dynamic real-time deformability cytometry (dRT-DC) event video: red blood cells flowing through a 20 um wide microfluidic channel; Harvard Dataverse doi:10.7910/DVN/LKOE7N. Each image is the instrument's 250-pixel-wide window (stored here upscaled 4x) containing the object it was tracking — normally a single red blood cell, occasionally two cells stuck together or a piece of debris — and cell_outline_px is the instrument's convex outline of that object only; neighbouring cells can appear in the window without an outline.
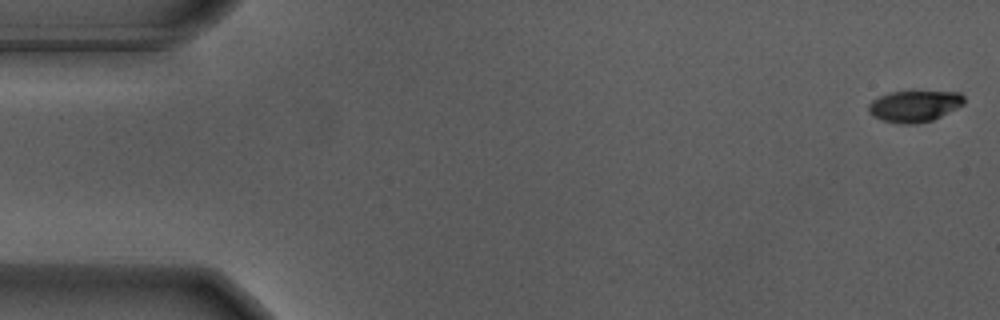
{"species": "Egyptian fruit bat (a non-hibernating species)", "species_latin": "Rousettus aegyptiacus", "temperature_condition": "warm", "stored_images_in_passage": 14, "camera_frame_rate_fps": 3000, "um_per_image_px": 0.085, "animal": {"sex": "male"}, "frame": {"image": 1, "passage_image": 1, "time_ms": 0.0, "image_size_px": [1000, 320], "cell_outline_px": [[964, 104], [932, 120], [916, 124], [900, 124], [884, 120], [868, 112], [868, 104], [872, 100], [880, 96], [892, 92], [912, 88], [960, 92], [964, 96]], "centroid_in_image_um": [77.76, 8.95], "position_along_channel_um": 7.2, "area_um2": 18.15}}
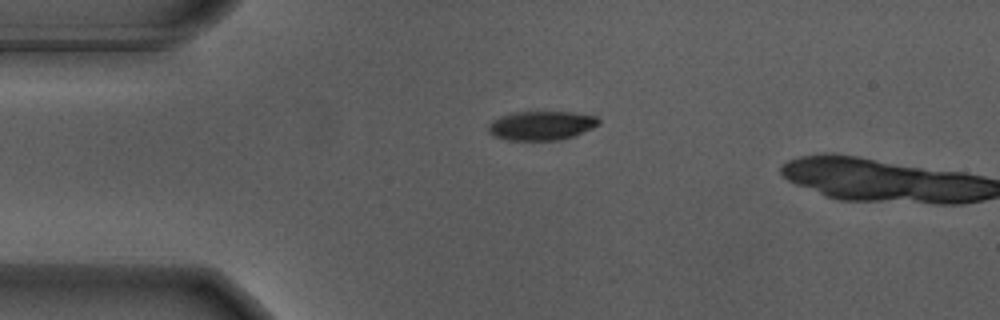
{"frame": {"image": 2, "passage_image": 13, "time_ms": 4.0, "image_size_px": [1000, 320], "cell_outline_px": [[600, 124], [592, 128], [572, 136], [560, 140], [508, 140], [492, 136], [488, 132], [488, 124], [492, 120], [500, 116], [516, 112], [572, 112], [596, 116], [600, 120]], "centroid_in_image_um": [45.99, 10.67], "position_along_channel_um": 39.0, "area_um2": 18.73}}